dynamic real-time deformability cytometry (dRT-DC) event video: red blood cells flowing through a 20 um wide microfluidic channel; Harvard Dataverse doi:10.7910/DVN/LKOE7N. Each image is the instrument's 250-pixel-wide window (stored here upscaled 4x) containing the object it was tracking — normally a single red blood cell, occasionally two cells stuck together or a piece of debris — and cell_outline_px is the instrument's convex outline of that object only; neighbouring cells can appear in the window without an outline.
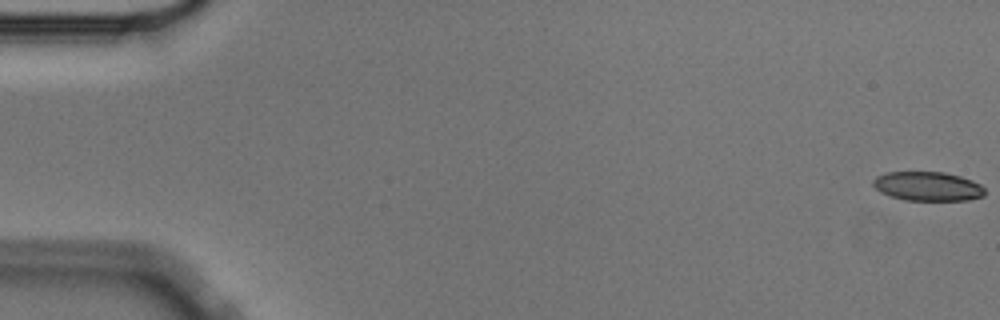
{"species": "Egyptian fruit bat (a non-hibernating species)", "species_latin": "Rousettus aegyptiacus", "temperature_condition": "cold", "stored_images_in_passage": 56, "camera_frame_rate_fps": 3000, "um_per_image_px": 0.085, "animal": {"sex": "male"}, "frame": {"image": 1, "passage_image": 1, "time_ms": 0.0, "image_size_px": [1000, 320], "cell_outline_px": [[984, 196], [968, 200], [904, 200], [888, 196], [880, 192], [872, 184], [872, 180], [876, 176], [884, 172], [944, 172], [960, 176], [972, 180], [980, 184], [984, 188]], "centroid_in_image_um": [78.82, 15.83], "position_along_channel_um": 6.2, "area_um2": 19.13}}
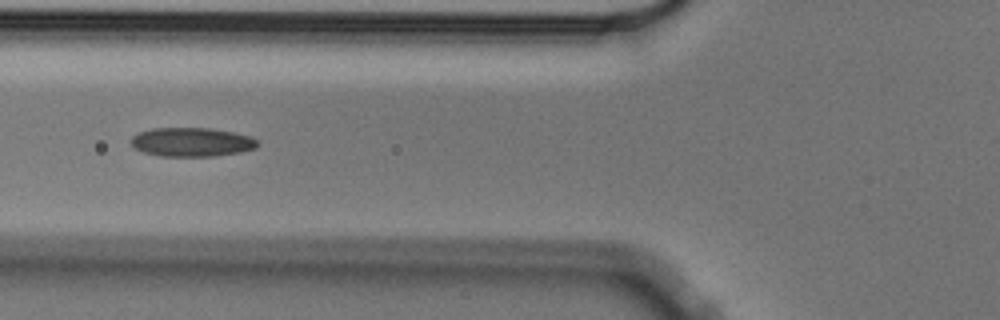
{"frame": {"image": 2, "passage_image": 22, "time_ms": 7.0, "image_size_px": [1000, 320], "cell_outline_px": [[260, 144], [256, 148], [240, 152], [216, 156], [160, 156], [144, 152], [136, 148], [128, 140], [132, 136], [140, 132], [152, 128], [212, 128], [252, 136]], "centroid_in_image_um": [16.31, 12.07], "position_along_channel_um": 109.5, "area_um2": 21.44}}
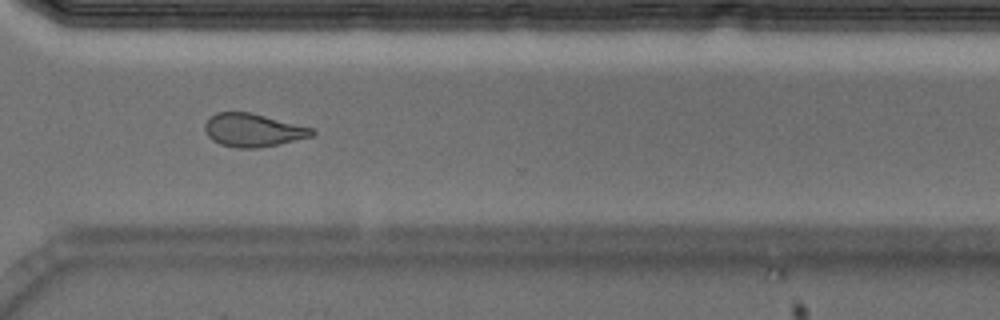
{"frame": {"image": 3, "passage_image": 42, "time_ms": 13.667, "image_size_px": [1000, 320], "cell_outline_px": [[316, 132], [312, 136], [280, 144], [260, 148], [236, 148], [220, 144], [212, 140], [204, 132], [204, 124], [216, 112], [252, 112], [312, 128]], "centroid_in_image_um": [21.49, 11.07], "position_along_channel_um": 349.1, "area_um2": 20.81}, "authors_computed_cell_mechanics": {"area_um2": 20.7791, "velocity_mm_per_s": 3.5873, "shape_relaxation_time_tau1_ms": null, "shape_relaxation_time_tau2_ms": 4.1319, "deformation_change_tau1": null, "deformation_change_tau2": 0.119}}